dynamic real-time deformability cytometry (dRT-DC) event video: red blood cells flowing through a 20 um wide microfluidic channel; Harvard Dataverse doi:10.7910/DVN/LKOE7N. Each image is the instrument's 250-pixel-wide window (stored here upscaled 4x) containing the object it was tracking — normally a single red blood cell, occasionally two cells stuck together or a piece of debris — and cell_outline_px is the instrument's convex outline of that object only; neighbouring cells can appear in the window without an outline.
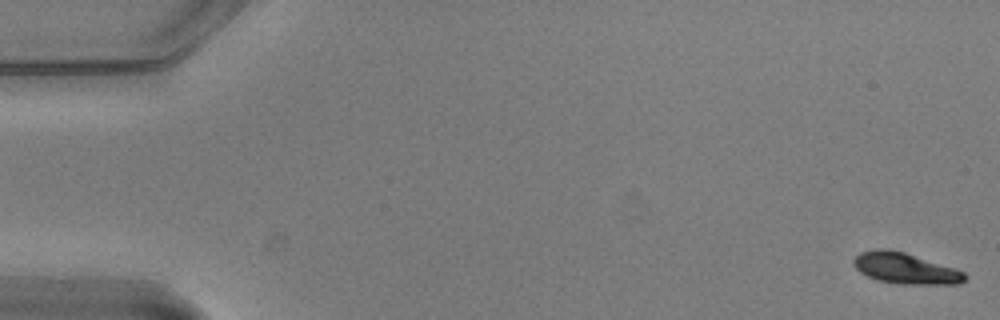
{"species": "common noctule bat (a hibernating species)", "species_latin": "Nyctalus noctula", "temperature_condition": "warm", "stored_images_in_passage": 12, "camera_frame_rate_fps": 3000, "um_per_image_px": 0.085, "animal": {"sex": "male", "body_mass_g": 20.5, "forearm_length_mm": 52.5}, "frame": {"image": 1, "passage_image": 1, "time_ms": 0.0, "image_size_px": [1000, 320], "cell_outline_px": [[968, 276], [960, 284], [900, 284], [876, 280], [860, 272], [852, 264], [852, 260], [860, 252], [876, 248], [888, 248], [904, 252], [956, 268], [964, 272]], "centroid_in_image_um": [76.94, 22.8], "position_along_channel_um": 8.1, "area_um2": 20.29}}